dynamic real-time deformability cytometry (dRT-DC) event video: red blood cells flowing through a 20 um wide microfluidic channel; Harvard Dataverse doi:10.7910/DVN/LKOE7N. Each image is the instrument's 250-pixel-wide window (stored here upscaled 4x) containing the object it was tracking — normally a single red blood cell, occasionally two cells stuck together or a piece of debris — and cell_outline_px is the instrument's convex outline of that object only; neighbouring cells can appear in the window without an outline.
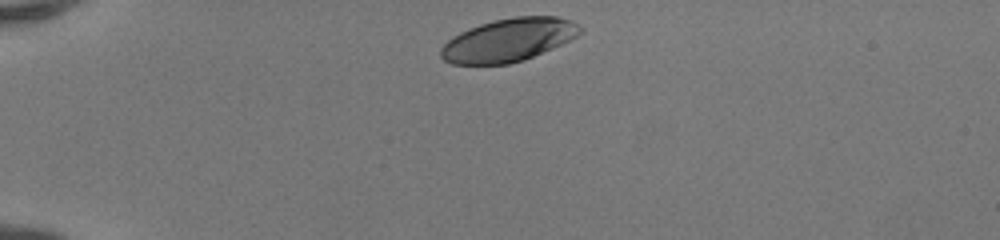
{"species": "human", "species_latin": "Homo sapiens", "temperature_condition": "room temperature", "stored_images_in_passage": 33, "camera_frame_rate_fps": 3000, "um_per_image_px": 0.085, "donor": {"sex": "female"}, "frame": {"image": 1, "passage_image": 1, "time_ms": 0.0, "image_size_px": [1000, 240], "cell_outline_px": [[584, 28], [576, 36], [552, 48], [524, 60], [508, 64], [452, 64], [444, 60], [440, 56], [440, 48], [448, 40], [460, 32], [468, 28], [480, 24], [496, 20], [516, 16], [556, 16], [572, 20]], "centroid_in_image_um": [43.22, 3.4], "position_along_channel_um": 41.8, "area_um2": 34.8}}
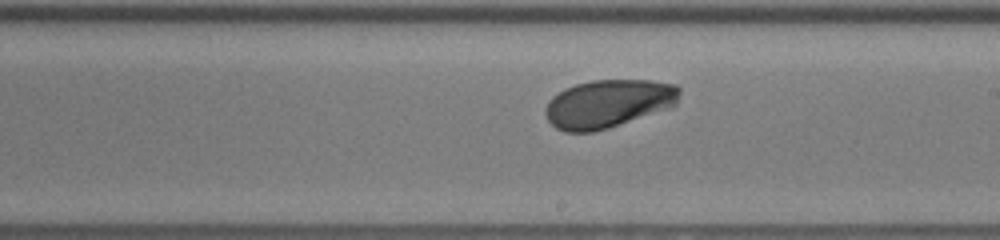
{"frame": {"image": 2, "passage_image": 19, "time_ms": 6.0, "image_size_px": [1000, 240], "cell_outline_px": [[680, 92], [676, 104], [668, 108], [608, 128], [592, 132], [564, 132], [556, 128], [548, 120], [544, 112], [548, 100], [552, 96], [564, 88], [576, 84], [592, 80], [648, 80], [676, 84], [680, 88]], "centroid_in_image_um": [51.67, 8.8], "position_along_channel_um": 237.3, "area_um2": 37.63}}
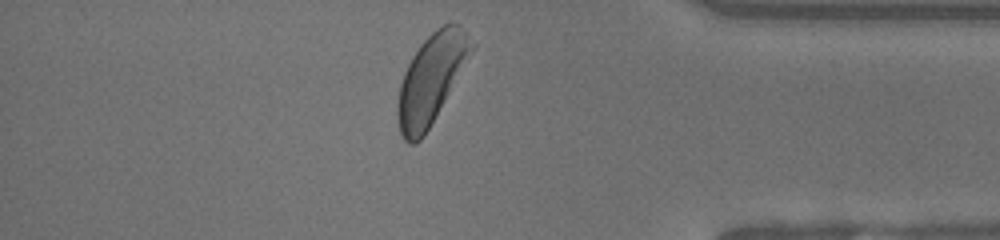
{"frame": {"image": 3, "passage_image": 32, "time_ms": 10.333, "image_size_px": [1000, 240], "cell_outline_px": [[476, 44], [424, 136], [416, 144], [408, 144], [404, 140], [400, 132], [396, 116], [396, 104], [400, 84], [404, 72], [412, 56], [420, 44], [436, 28], [444, 24], [460, 24]], "centroid_in_image_um": [36.61, 6.72], "position_along_channel_um": 398.6, "area_um2": 37.92}, "authors_computed_cell_mechanics": {"area_um2": 37.3388, "velocity_mm_per_s": 4.1384, "shape_relaxation_time_tau1_ms": 2.9013, "shape_relaxation_time_tau2_ms": null, "deformation_change_tau1": 0.1486, "deformation_change_tau2": null}}